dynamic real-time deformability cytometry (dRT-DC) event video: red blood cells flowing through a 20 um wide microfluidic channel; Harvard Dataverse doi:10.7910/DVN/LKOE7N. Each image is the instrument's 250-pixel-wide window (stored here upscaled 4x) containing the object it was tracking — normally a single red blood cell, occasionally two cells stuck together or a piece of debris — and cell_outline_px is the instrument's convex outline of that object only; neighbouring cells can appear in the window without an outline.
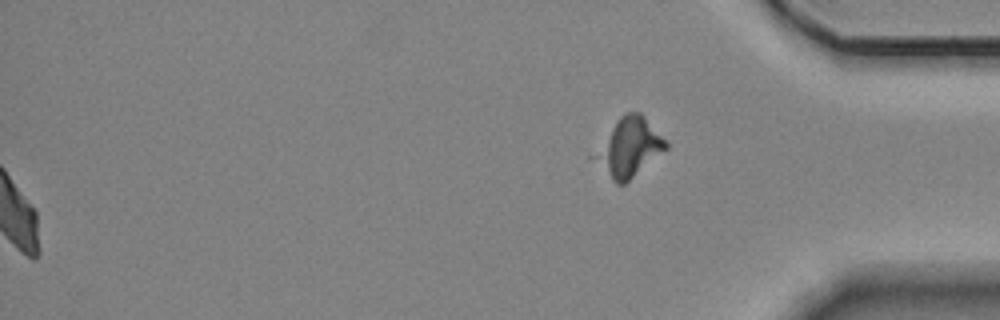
{"species": "Egyptian fruit bat (a non-hibernating species)", "species_latin": "Rousettus aegyptiacus", "temperature_condition": "room temperature", "stored_images_in_passage": 14, "segment_of_instrument_passage": [2, 2], "camera_frame_rate_fps": 3000, "um_per_image_px": 0.085, "animal": {"sex": "female"}, "frame": {"image": 1, "passage_image": 14, "time_ms": 4.333, "image_size_px": [1000, 320], "cell_outline_px": [[668, 148], [624, 184], [616, 184], [612, 180], [600, 156], [612, 128], [616, 120], [624, 112], [640, 112], [644, 116], [668, 144]], "centroid_in_image_um": [53.65, 12.48], "position_along_channel_um": 381.5, "area_um2": 21.85}}